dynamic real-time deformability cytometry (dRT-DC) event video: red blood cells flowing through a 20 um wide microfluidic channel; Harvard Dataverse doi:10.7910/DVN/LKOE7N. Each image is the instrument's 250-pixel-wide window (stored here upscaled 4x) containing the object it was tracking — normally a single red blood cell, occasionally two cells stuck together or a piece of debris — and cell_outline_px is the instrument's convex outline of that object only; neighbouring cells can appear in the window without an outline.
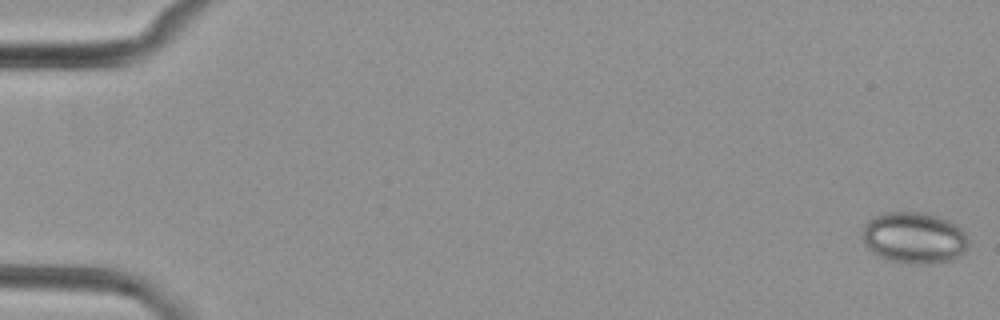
{"species": "common noctule bat (a hibernating species)", "species_latin": "Nyctalus noctula", "temperature_condition": "cold", "stored_images_in_passage": 8, "camera_frame_rate_fps": 3000, "um_per_image_px": 0.085, "animal": {"sex": "female", "body_mass_g": 29.2, "forearm_length_mm": 56.3}, "frame": {"image": 1, "passage_image": 1, "time_ms": 0.0, "image_size_px": [1000, 320], "cell_outline_px": [[968, 244], [964, 252], [960, 256], [952, 260], [924, 264], [916, 264], [892, 260], [880, 256], [872, 252], [864, 244], [860, 236], [860, 232], [864, 224], [876, 216], [884, 212], [924, 212], [948, 220], [956, 224], [964, 232], [968, 240]], "centroid_in_image_um": [77.68, 20.2], "position_along_channel_um": 7.3, "area_um2": 31.85}}
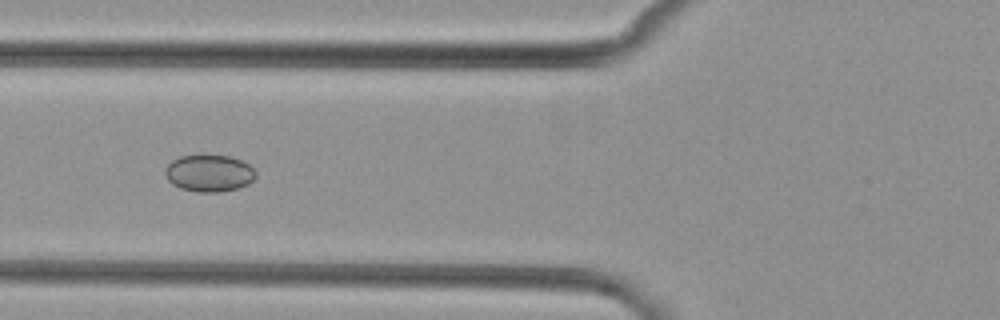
{"frame": {"image": 2, "passage_image": 7, "time_ms": 7.0, "image_size_px": [1000, 320], "cell_outline_px": [[256, 176], [248, 184], [236, 188], [220, 192], [200, 192], [180, 188], [172, 184], [168, 180], [164, 172], [164, 168], [172, 160], [180, 156], [200, 152], [228, 156], [240, 160], [248, 164], [256, 172]], "centroid_in_image_um": [17.73, 14.68], "position_along_channel_um": 108.1, "area_um2": 20.0}}
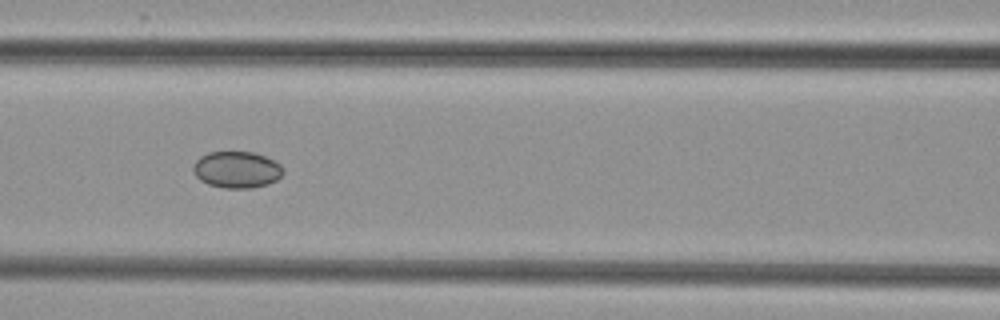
{"frame": {"image": 3, "passage_image": 8, "time_ms": 8.0, "image_size_px": [1000, 320], "cell_outline_px": [[284, 172], [276, 180], [268, 184], [252, 188], [224, 188], [208, 184], [200, 180], [196, 176], [192, 168], [196, 160], [200, 156], [208, 152], [252, 152], [264, 156], [280, 164], [284, 168]], "centroid_in_image_um": [20.12, 14.42], "position_along_channel_um": 146.5, "area_um2": 19.19}}